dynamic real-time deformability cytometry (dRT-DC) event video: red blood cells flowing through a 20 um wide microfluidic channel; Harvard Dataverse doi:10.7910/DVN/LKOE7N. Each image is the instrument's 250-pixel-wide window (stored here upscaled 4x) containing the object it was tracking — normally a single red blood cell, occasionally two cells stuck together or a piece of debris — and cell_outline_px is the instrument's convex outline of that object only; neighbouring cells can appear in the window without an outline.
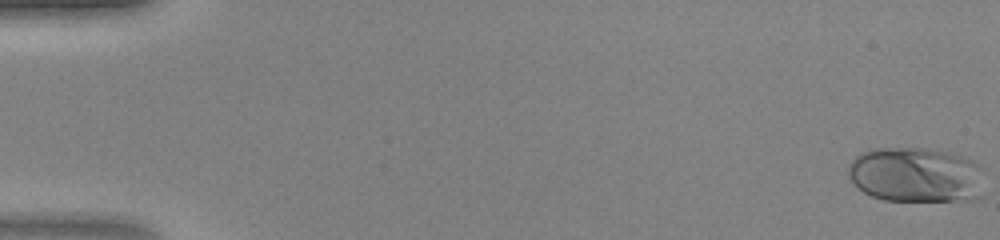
{"species": "human", "species_latin": "Homo sapiens", "temperature_condition": "warm", "stored_images_in_passage": 48, "camera_frame_rate_fps": 3000, "um_per_image_px": 0.085, "donor": {"sex": "female"}, "frame": {"image": 1, "passage_image": 1, "time_ms": 0.0, "image_size_px": [1000, 240], "cell_outline_px": [[984, 168], [980, 196], [972, 200], [884, 200], [872, 196], [856, 188], [852, 184], [848, 176], [848, 168], [852, 160], [860, 152], [876, 148], [932, 148], [956, 152], [976, 160]], "centroid_in_image_um": [77.89, 14.83], "position_along_channel_um": 7.1, "area_um2": 44.8}}
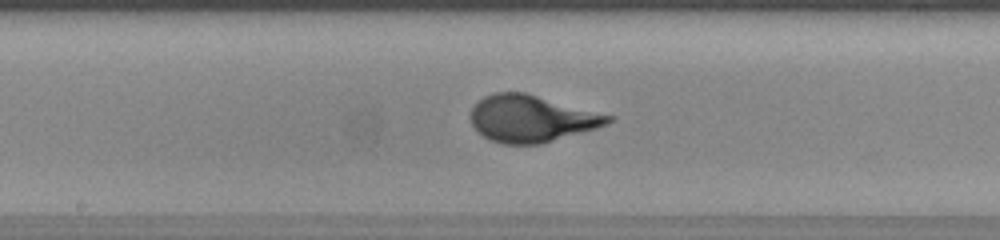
{"frame": {"image": 2, "passage_image": 26, "time_ms": 8.333, "image_size_px": [1000, 240], "cell_outline_px": [[616, 116], [608, 124], [596, 128], [540, 144], [504, 144], [488, 140], [476, 132], [472, 124], [472, 108], [484, 96], [496, 92], [524, 92]], "centroid_in_image_um": [45.18, 10.08], "position_along_channel_um": 203.0, "area_um2": 37.51}}
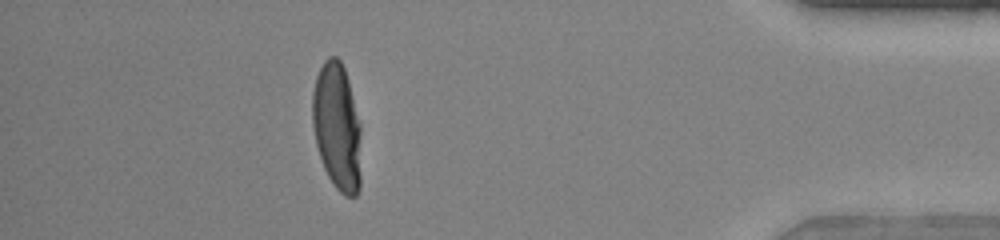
{"frame": {"image": 3, "passage_image": 43, "time_ms": 14.0, "image_size_px": [1000, 240], "cell_outline_px": [[360, 188], [356, 196], [344, 196], [336, 188], [328, 176], [324, 168], [316, 144], [312, 124], [312, 92], [316, 76], [324, 60], [328, 56], [336, 56], [340, 60], [344, 68], [348, 80], [360, 124]], "centroid_in_image_um": [28.64, 10.77], "position_along_channel_um": 406.6, "area_um2": 36.24}}